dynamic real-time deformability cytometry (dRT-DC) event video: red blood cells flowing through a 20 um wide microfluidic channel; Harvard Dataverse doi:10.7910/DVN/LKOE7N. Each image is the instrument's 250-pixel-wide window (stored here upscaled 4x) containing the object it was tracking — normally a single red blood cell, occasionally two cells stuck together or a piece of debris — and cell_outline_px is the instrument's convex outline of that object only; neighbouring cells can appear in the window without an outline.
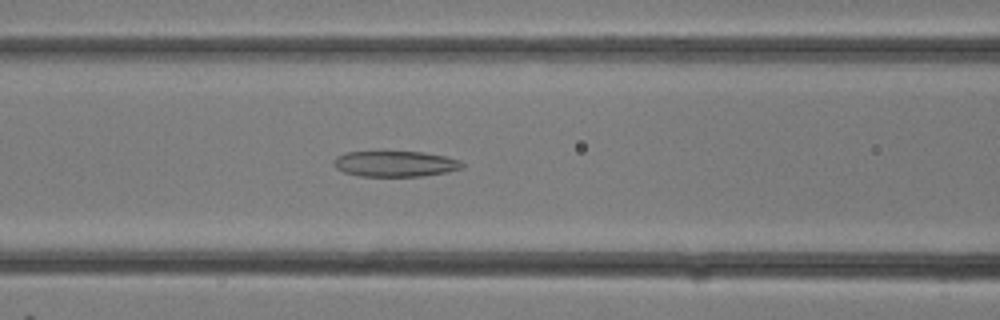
{"species": "common noctule bat (a hibernating species)", "species_latin": "Nyctalus noctula", "temperature_condition": "room temperature", "stored_images_in_passage": 13, "camera_frame_rate_fps": 3000, "um_per_image_px": 0.085, "animal": {"sex": "female"}, "frame": {"image": 1, "passage_image": 11, "time_ms": 3.333, "image_size_px": [1000, 320], "cell_outline_px": [[464, 168], [448, 172], [424, 176], [360, 176], [344, 172], [336, 168], [332, 164], [332, 160], [336, 156], [348, 152], [424, 152], [444, 156], [460, 160], [464, 164]], "centroid_in_image_um": [33.6, 13.93], "position_along_channel_um": 133.0, "area_um2": 19.36}}
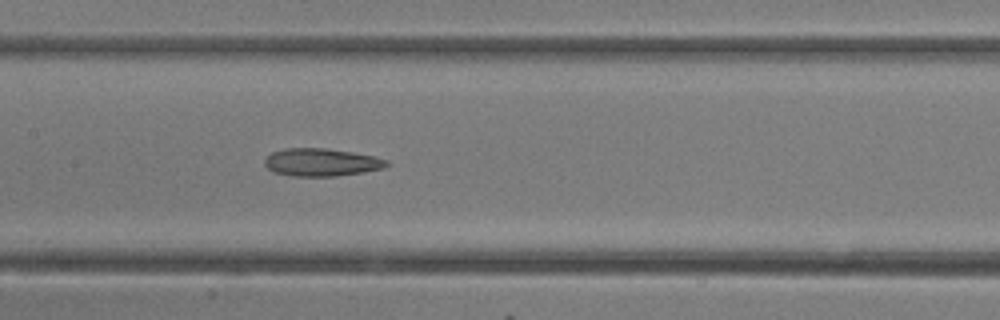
{"frame": {"image": 2, "passage_image": 13, "time_ms": 4.0, "image_size_px": [1000, 320], "cell_outline_px": [[388, 164], [384, 168], [364, 172], [336, 176], [292, 176], [272, 172], [264, 164], [264, 160], [272, 152], [284, 148], [324, 148], [352, 152], [372, 156], [388, 160]], "centroid_in_image_um": [27.29, 13.8], "position_along_channel_um": 180.1, "area_um2": 19.71}}